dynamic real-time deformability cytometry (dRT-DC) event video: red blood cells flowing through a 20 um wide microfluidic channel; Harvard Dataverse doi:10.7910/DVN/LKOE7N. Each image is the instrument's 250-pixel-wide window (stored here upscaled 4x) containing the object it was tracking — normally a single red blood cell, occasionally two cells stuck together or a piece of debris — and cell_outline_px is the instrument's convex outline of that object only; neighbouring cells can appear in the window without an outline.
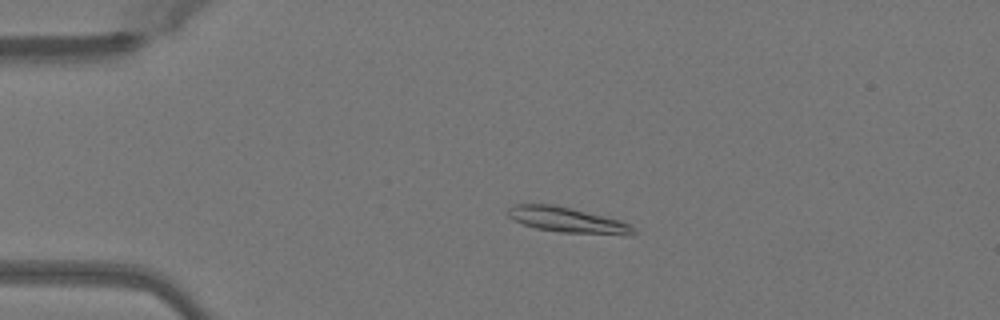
{"species": "Egyptian fruit bat (a non-hibernating species)", "species_latin": "Rousettus aegyptiacus", "temperature_condition": "warm", "stored_images_in_passage": 50, "camera_frame_rate_fps": 3000, "um_per_image_px": 0.085, "animal": {"sex": "female"}, "frame": {"image": 1, "passage_image": 11, "time_ms": 3.333, "image_size_px": [1000, 320], "cell_outline_px": [[636, 232], [624, 236], [560, 232], [536, 228], [512, 220], [504, 212], [508, 208], [516, 204], [552, 204], [620, 220], [636, 228]], "centroid_in_image_um": [48.22, 18.71], "position_along_channel_um": 36.8, "area_um2": 18.61}}
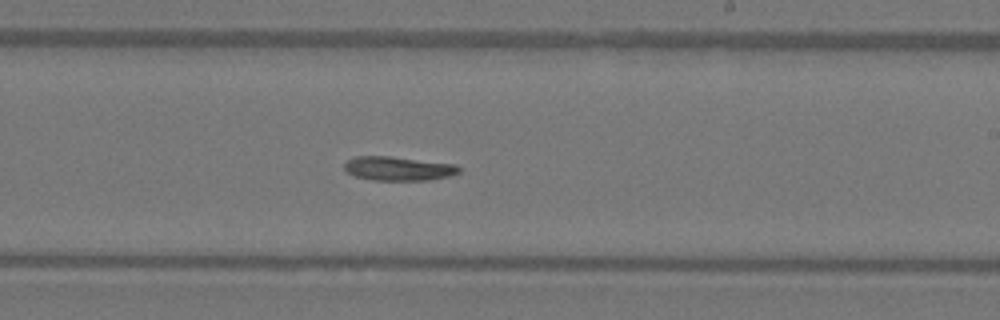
{"frame": {"image": 2, "passage_image": 30, "time_ms": 9.667, "image_size_px": [1000, 320], "cell_outline_px": [[460, 172], [448, 176], [428, 180], [372, 180], [356, 176], [348, 172], [344, 168], [344, 164], [348, 160], [356, 156], [392, 156], [456, 164], [460, 168]], "centroid_in_image_um": [33.87, 14.32], "position_along_channel_um": 255.1, "area_um2": 16.01}}
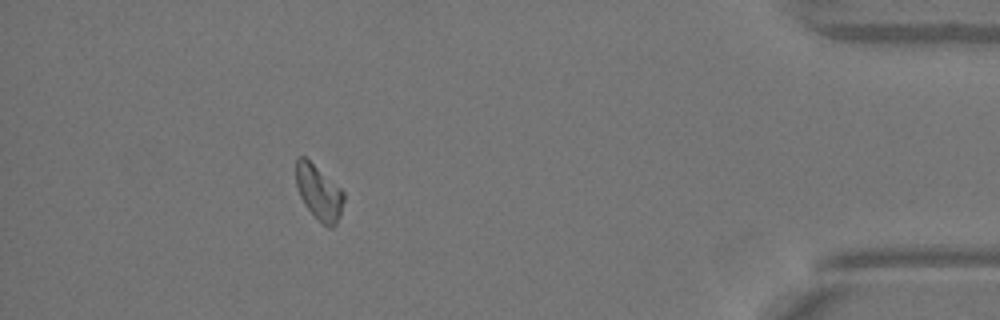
{"frame": {"image": 3, "passage_image": 45, "time_ms": 14.667, "image_size_px": [1000, 320], "cell_outline_px": [[344, 200], [340, 216], [336, 224], [332, 228], [328, 228], [304, 204], [300, 196], [296, 184], [296, 156], [304, 156], [340, 188], [344, 192]], "centroid_in_image_um": [27.1, 16.35], "position_along_channel_um": 408.1, "area_um2": 14.97}, "authors_computed_cell_mechanics": {"area_um2": 16.3285, "velocity_mm_per_s": 4.0708, "shape_relaxation_time_tau1_ms": 6.6858, "shape_relaxation_time_tau2_ms": null, "deformation_change_tau1": 0.163, "deformation_change_tau2": null}}